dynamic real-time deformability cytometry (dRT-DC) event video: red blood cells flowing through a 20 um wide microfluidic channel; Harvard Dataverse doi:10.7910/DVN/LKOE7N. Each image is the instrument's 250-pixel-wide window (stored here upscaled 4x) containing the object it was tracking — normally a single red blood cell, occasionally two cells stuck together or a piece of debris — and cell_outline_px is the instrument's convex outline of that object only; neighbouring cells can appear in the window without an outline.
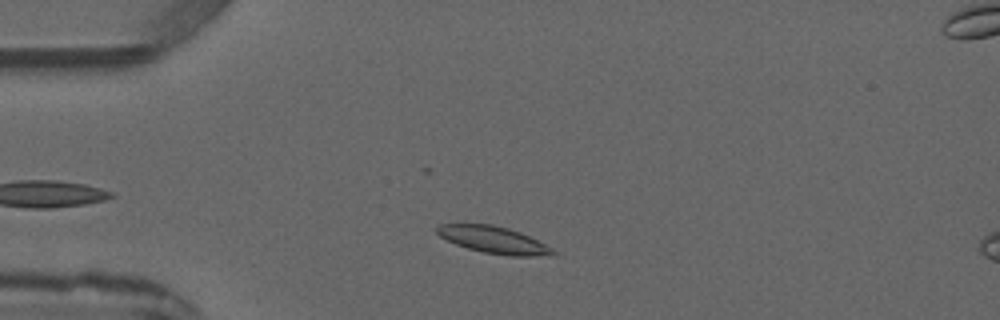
{"species": "common noctule bat (a hibernating species)", "species_latin": "Nyctalus noctula", "temperature_condition": "warm", "stored_images_in_passage": 3, "camera_frame_rate_fps": 3000, "um_per_image_px": 0.085, "animal": {"sex": "male", "forearm_length_mm": 52.5}, "frame": {"image": 1, "passage_image": 2, "time_ms": 1.333, "image_size_px": [1000, 320], "cell_outline_px": [[556, 256], [508, 256], [484, 252], [468, 248], [456, 244], [440, 236], [436, 232], [436, 228], [440, 224], [492, 224], [508, 228], [520, 232], [552, 248], [556, 252]], "centroid_in_image_um": [41.99, 20.4], "position_along_channel_um": 43.0, "area_um2": 18.09}}